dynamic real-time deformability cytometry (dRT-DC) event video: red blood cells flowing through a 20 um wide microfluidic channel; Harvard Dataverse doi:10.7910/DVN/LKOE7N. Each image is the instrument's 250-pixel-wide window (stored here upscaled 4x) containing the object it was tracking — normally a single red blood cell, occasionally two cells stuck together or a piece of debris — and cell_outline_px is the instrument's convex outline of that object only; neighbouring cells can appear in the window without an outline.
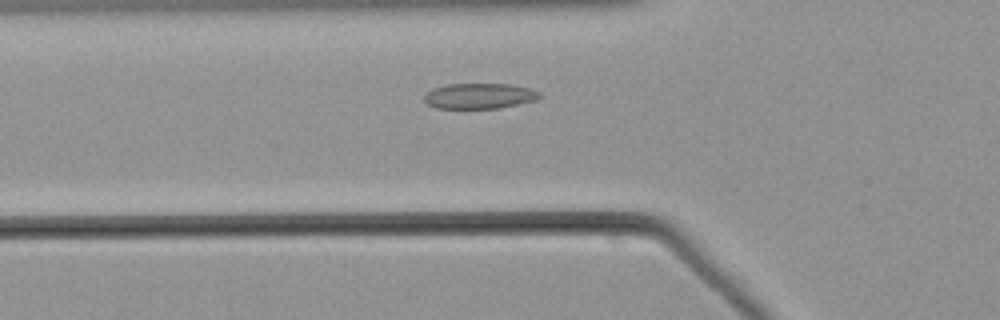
{"species": "common noctule bat (a hibernating species)", "species_latin": "Nyctalus noctula", "temperature_condition": "warm", "stored_images_in_passage": 38, "camera_frame_rate_fps": 3000, "um_per_image_px": 0.085, "animal": {"sex": "male", "body_mass_g": 21.5, "forearm_length_mm": 52.0}, "frame": {"image": 1, "passage_image": 6, "time_ms": 1.667, "image_size_px": [1000, 320], "cell_outline_px": [[540, 96], [536, 100], [500, 108], [436, 108], [428, 104], [424, 100], [424, 96], [432, 88], [448, 84], [512, 84], [532, 88], [540, 92]], "centroid_in_image_um": [40.77, 8.15], "position_along_channel_um": 85.0, "area_um2": 17.17}}
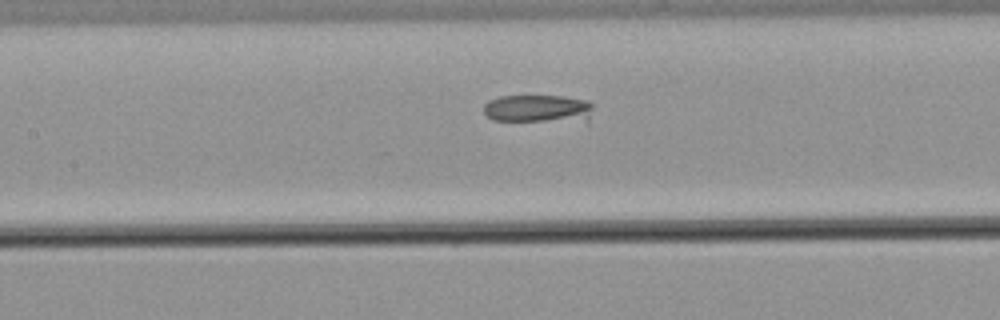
{"frame": {"image": 2, "passage_image": 12, "time_ms": 3.667, "image_size_px": [1000, 320], "cell_outline_px": [[592, 108], [588, 124], [492, 120], [484, 112], [484, 104], [488, 100], [500, 96], [564, 96], [588, 100], [592, 104]], "centroid_in_image_um": [45.84, 9.29], "position_along_channel_um": 161.6, "area_um2": 18.9}}
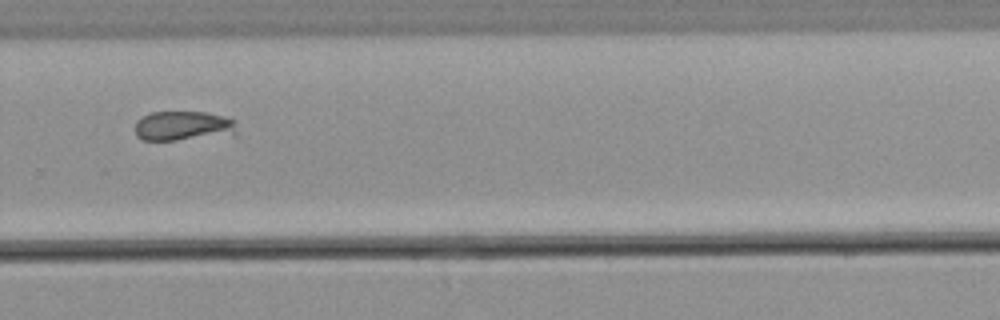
{"frame": {"image": 3, "passage_image": 24, "time_ms": 7.667, "image_size_px": [1000, 320], "cell_outline_px": [[236, 132], [176, 140], [144, 140], [136, 136], [136, 120], [152, 112], [204, 112], [224, 116], [236, 120]], "centroid_in_image_um": [15.52, 10.68], "position_along_channel_um": 314.3, "area_um2": 17.11}}